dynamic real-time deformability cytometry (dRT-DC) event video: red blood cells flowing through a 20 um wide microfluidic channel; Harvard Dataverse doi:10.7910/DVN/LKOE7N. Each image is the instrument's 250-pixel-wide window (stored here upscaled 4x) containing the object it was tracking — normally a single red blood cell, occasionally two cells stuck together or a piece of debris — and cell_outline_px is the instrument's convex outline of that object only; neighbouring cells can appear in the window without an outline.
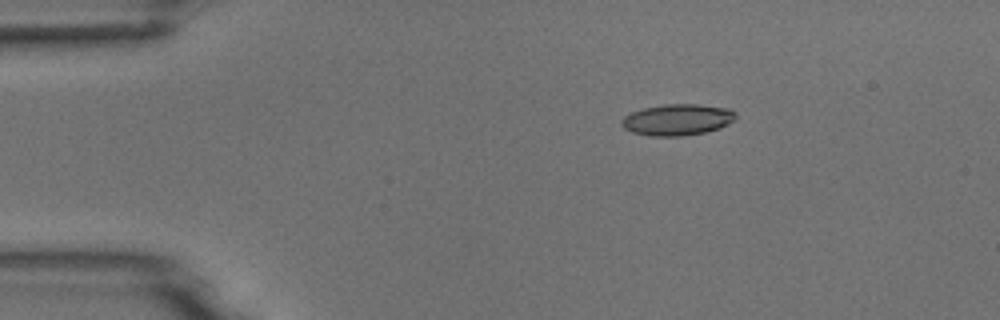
{"species": "common noctule bat (a hibernating species)", "species_latin": "Nyctalus noctula", "temperature_condition": "room temperature", "stored_images_in_passage": 4, "camera_frame_rate_fps": 3000, "um_per_image_px": 0.085, "animal": {"sex": "male", "body_mass_g": 18.8}, "frame": {"image": 1, "passage_image": 1, "time_ms": 0.0, "image_size_px": [1000, 320], "cell_outline_px": [[736, 116], [728, 124], [720, 128], [704, 132], [680, 136], [652, 136], [632, 132], [624, 128], [620, 124], [620, 120], [624, 116], [632, 112], [644, 108], [664, 104], [696, 104], [728, 108], [736, 112]], "centroid_in_image_um": [57.55, 10.17], "position_along_channel_um": 27.4, "area_um2": 20.75}}
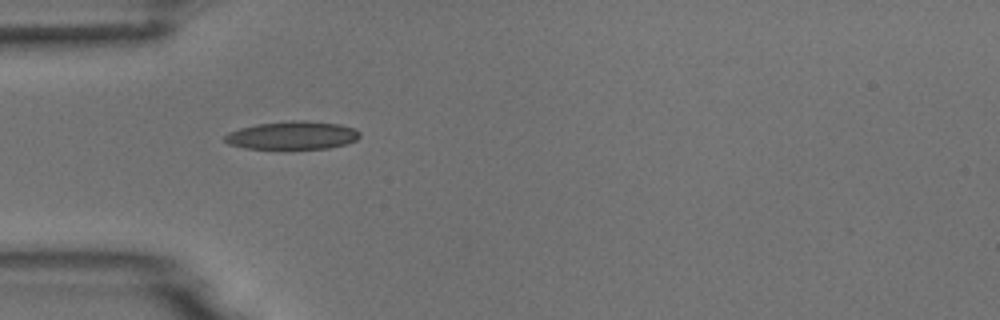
{"frame": {"image": 2, "passage_image": 3, "time_ms": 2.333, "image_size_px": [1000, 320], "cell_outline_px": [[360, 136], [356, 140], [344, 144], [328, 148], [292, 152], [244, 148], [228, 144], [224, 140], [224, 136], [228, 132], [240, 128], [256, 124], [292, 120], [304, 120], [340, 124], [356, 128], [360, 132]], "centroid_in_image_um": [24.83, 11.55], "position_along_channel_um": 60.2, "area_um2": 23.29}}